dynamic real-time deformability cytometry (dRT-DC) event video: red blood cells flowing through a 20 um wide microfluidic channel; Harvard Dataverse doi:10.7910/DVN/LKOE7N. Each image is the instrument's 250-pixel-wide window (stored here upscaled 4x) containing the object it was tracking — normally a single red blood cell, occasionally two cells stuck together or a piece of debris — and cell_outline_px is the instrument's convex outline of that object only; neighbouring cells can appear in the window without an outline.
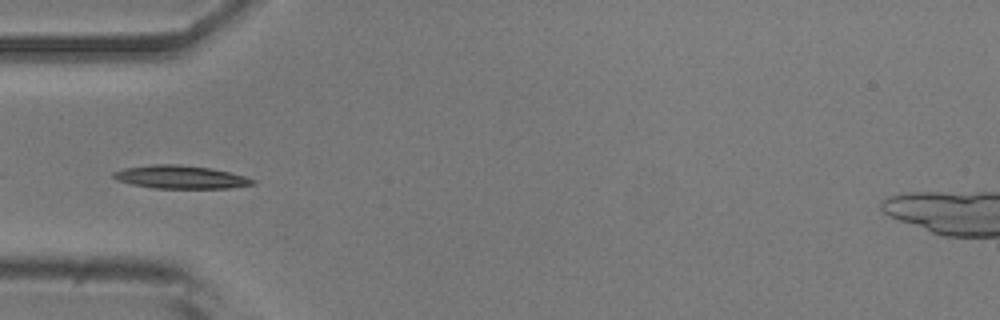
{"species": "common noctule bat (a hibernating species)", "species_latin": "Nyctalus noctula", "temperature_condition": "room temperature", "stored_images_in_passage": 2, "camera_frame_rate_fps": 3000, "um_per_image_px": 0.085, "animal": {"sex": "male", "body_mass_g": 20.5, "forearm_length_mm": 52.5}, "frame": {"image": 1, "passage_image": 2, "time_ms": 0.333, "image_size_px": [1000, 320], "cell_outline_px": [[256, 184], [228, 188], [156, 188], [132, 184], [116, 180], [112, 176], [112, 172], [124, 168], [152, 164], [180, 164], [212, 168], [244, 176], [256, 180]], "centroid_in_image_um": [15.34, 15.04], "position_along_channel_um": 69.7, "area_um2": 18.79}}